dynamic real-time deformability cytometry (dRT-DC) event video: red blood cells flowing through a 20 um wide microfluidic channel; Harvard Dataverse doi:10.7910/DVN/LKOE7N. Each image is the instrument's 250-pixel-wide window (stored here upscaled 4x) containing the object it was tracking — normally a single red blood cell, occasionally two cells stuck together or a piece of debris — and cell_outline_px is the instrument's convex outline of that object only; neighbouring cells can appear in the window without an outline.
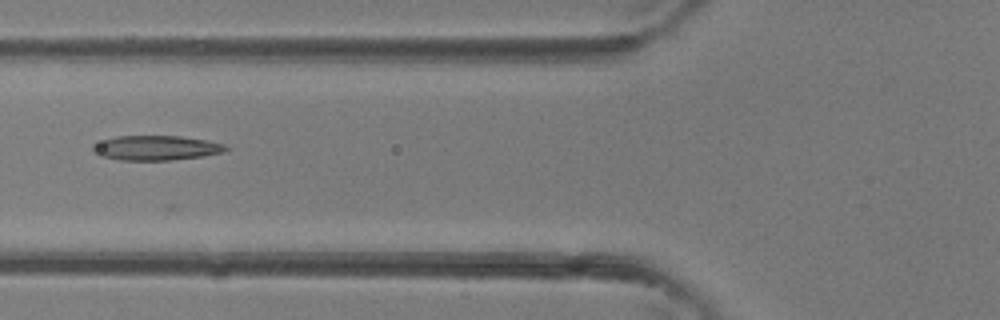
{"species": "common noctule bat (a hibernating species)", "species_latin": "Nyctalus noctula", "temperature_condition": "room temperature", "stored_images_in_passage": 16, "camera_frame_rate_fps": 3000, "um_per_image_px": 0.085, "animal": {"sex": "female"}, "frame": {"image": 1, "passage_image": 4, "time_ms": 1.0, "image_size_px": [1000, 320], "cell_outline_px": [[228, 148], [220, 152], [200, 156], [172, 160], [120, 160], [100, 156], [92, 152], [92, 144], [116, 136], [180, 136], [208, 140], [224, 144]], "centroid_in_image_um": [13.2, 12.57], "position_along_channel_um": 112.6, "area_um2": 19.02}}
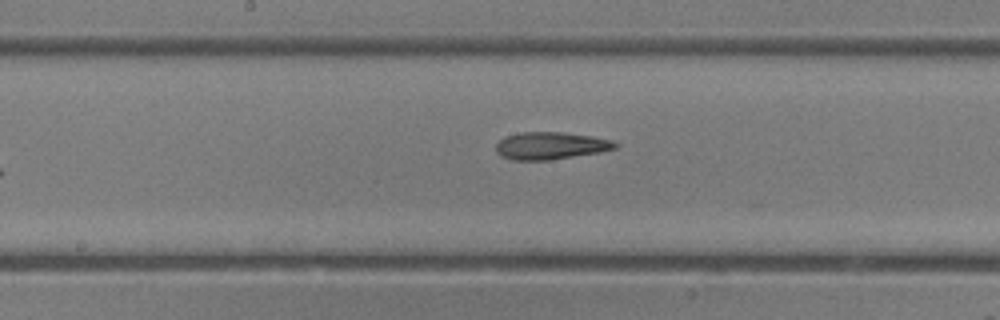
{"frame": {"image": 2, "passage_image": 9, "time_ms": 2.667, "image_size_px": [1000, 320], "cell_outline_px": [[620, 144], [616, 148], [600, 152], [548, 160], [512, 160], [500, 156], [496, 152], [496, 144], [504, 136], [520, 132], [560, 132], [592, 136], [612, 140]], "centroid_in_image_um": [46.78, 12.38], "position_along_channel_um": 201.4, "area_um2": 19.07}}
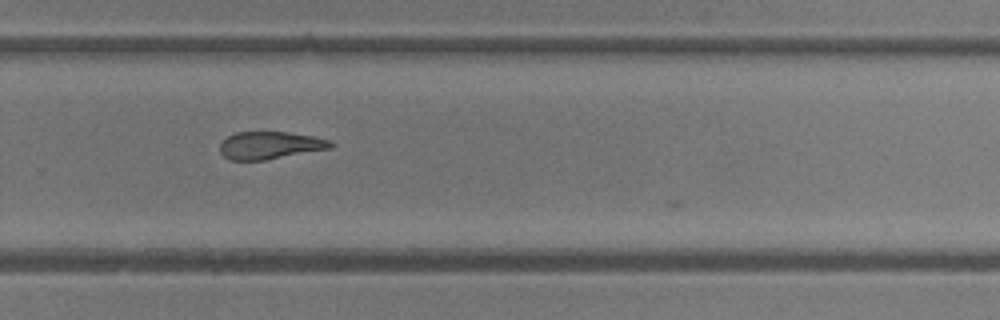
{"frame": {"image": 3, "passage_image": 15, "time_ms": 4.667, "image_size_px": [1000, 320], "cell_outline_px": [[336, 144], [332, 148], [268, 160], [232, 160], [224, 156], [220, 152], [220, 144], [228, 136], [236, 132], [288, 132], [312, 136], [328, 140]], "centroid_in_image_um": [22.98, 12.36], "position_along_channel_um": 306.8, "area_um2": 17.8}}